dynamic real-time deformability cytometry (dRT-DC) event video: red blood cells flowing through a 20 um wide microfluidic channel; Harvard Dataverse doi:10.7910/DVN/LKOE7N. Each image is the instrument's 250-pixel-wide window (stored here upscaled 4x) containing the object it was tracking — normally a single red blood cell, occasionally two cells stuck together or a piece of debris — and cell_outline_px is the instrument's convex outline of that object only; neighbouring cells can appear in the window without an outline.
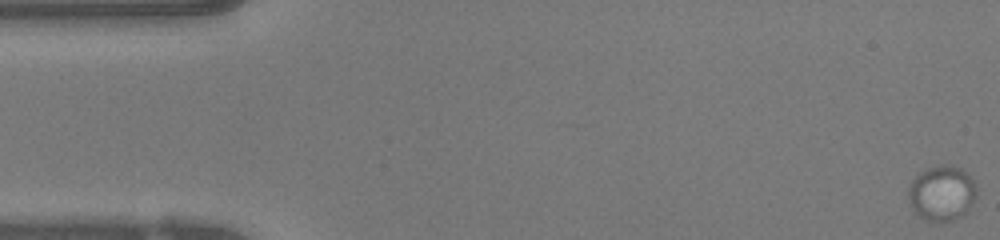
{"species": "human", "species_latin": "Homo sapiens", "temperature_condition": "warm", "stored_images_in_passage": 16, "camera_frame_rate_fps": 3000, "um_per_image_px": 0.085, "donor": {"sex": "female"}, "frame": {"image": 1, "passage_image": 1, "time_ms": 0.0, "image_size_px": [1000, 240], "cell_outline_px": [[976, 196], [968, 212], [964, 216], [952, 220], [928, 220], [916, 216], [908, 200], [908, 188], [912, 180], [920, 172], [928, 168], [940, 164], [948, 164], [960, 168], [976, 184]], "centroid_in_image_um": [80.05, 16.42], "position_along_channel_um": 5.0, "area_um2": 22.02}}